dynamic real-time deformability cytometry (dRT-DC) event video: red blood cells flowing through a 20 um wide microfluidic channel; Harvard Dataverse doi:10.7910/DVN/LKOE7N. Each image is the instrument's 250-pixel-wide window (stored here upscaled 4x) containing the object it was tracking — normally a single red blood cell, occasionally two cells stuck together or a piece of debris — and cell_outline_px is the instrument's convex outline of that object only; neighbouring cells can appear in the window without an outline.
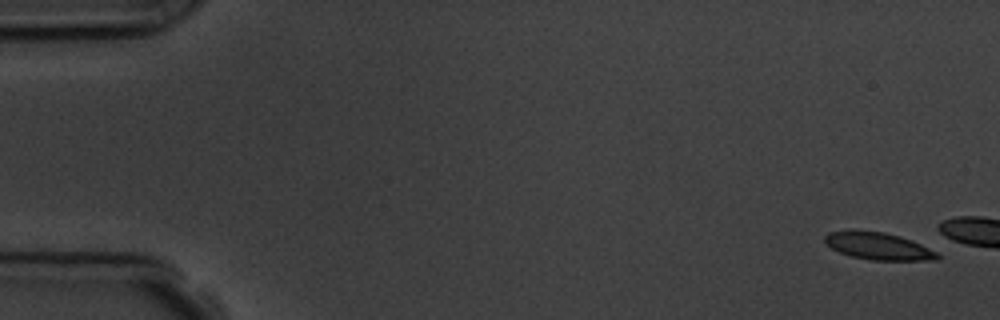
{"species": "common noctule bat (a hibernating species)", "species_latin": "Nyctalus noctula", "temperature_condition": "room temperature", "stored_images_in_passage": 3, "camera_frame_rate_fps": 3000, "um_per_image_px": 0.085, "animal": {"sex": "male", "body_mass_g": 19.5, "forearm_length_mm": 54.6}, "frame": {"image": 1, "passage_image": 1, "time_ms": 0.0, "image_size_px": [1000, 320], "cell_outline_px": [[940, 256], [936, 260], [872, 260], [852, 256], [840, 252], [832, 248], [824, 240], [824, 236], [828, 232], [848, 228], [856, 228], [884, 232], [900, 236], [912, 240], [936, 252]], "centroid_in_image_um": [74.59, 20.87], "position_along_channel_um": 10.4, "area_um2": 18.15}}